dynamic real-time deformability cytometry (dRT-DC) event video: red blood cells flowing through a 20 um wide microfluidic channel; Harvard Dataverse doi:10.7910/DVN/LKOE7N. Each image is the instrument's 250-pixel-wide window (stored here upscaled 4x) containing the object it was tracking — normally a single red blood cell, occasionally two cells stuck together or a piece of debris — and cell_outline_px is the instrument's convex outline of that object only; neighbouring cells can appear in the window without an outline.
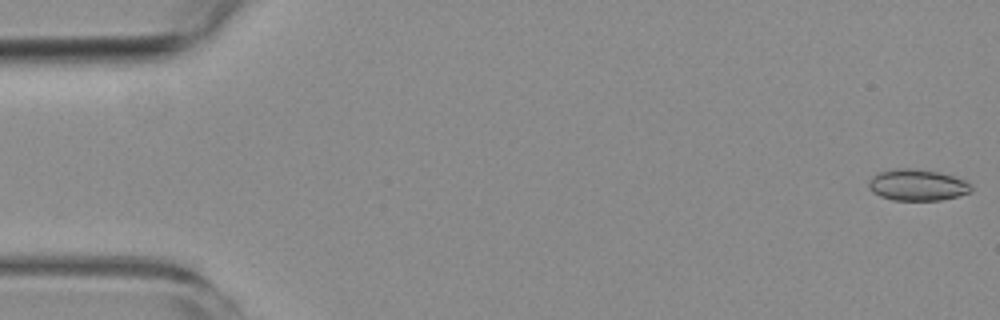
{"species": "common noctule bat (a hibernating species)", "species_latin": "Nyctalus noctula", "temperature_condition": "room temperature", "stored_images_in_passage": 4, "camera_frame_rate_fps": 3000, "um_per_image_px": 0.085, "animal": {"sex": "female", "body_mass_g": 19.3, "forearm_length_mm": 54.1}, "frame": {"image": 1, "passage_image": 1, "time_ms": 0.0, "image_size_px": [1000, 320], "cell_outline_px": [[972, 188], [968, 192], [956, 196], [940, 200], [892, 200], [880, 196], [872, 192], [868, 188], [868, 180], [872, 176], [880, 172], [896, 168], [916, 168], [940, 172], [964, 180]], "centroid_in_image_um": [77.9, 15.71], "position_along_channel_um": 7.1, "area_um2": 18.67}}
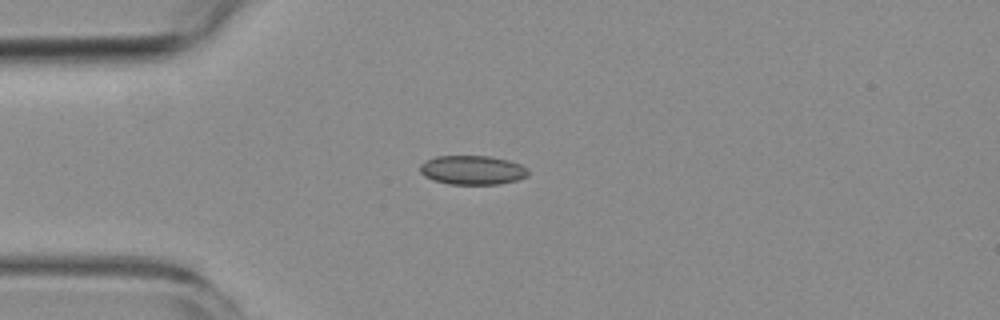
{"frame": {"image": 2, "passage_image": 4, "time_ms": 4.333, "image_size_px": [1000, 320], "cell_outline_px": [[528, 176], [516, 180], [500, 184], [448, 184], [424, 176], [420, 172], [420, 164], [424, 160], [436, 156], [492, 156], [508, 160], [520, 164], [528, 168]], "centroid_in_image_um": [40.15, 14.44], "position_along_channel_um": 44.8, "area_um2": 18.44}}